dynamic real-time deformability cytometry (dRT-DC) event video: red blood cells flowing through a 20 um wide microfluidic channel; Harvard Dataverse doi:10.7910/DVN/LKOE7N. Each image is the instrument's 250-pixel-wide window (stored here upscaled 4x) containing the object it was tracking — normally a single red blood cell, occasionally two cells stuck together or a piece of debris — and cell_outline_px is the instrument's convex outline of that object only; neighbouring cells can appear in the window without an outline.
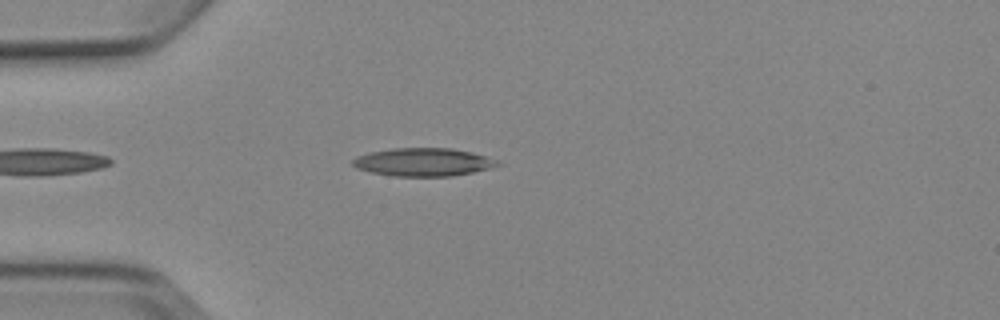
{"species": "Egyptian fruit bat (a non-hibernating species)", "species_latin": "Rousettus aegyptiacus", "temperature_condition": "cold", "stored_images_in_passage": 4, "camera_frame_rate_fps": 3000, "um_per_image_px": 0.085, "animal": {"sex": "female"}, "frame": {"image": 1, "passage_image": 4, "time_ms": 4.333, "image_size_px": [1000, 320], "cell_outline_px": [[500, 164], [488, 168], [472, 172], [452, 176], [392, 176], [372, 172], [356, 168], [352, 164], [352, 160], [356, 156], [368, 152], [392, 148], [452, 148], [472, 152], [496, 160]], "centroid_in_image_um": [35.91, 13.77], "position_along_channel_um": 49.1, "area_um2": 23.58}}